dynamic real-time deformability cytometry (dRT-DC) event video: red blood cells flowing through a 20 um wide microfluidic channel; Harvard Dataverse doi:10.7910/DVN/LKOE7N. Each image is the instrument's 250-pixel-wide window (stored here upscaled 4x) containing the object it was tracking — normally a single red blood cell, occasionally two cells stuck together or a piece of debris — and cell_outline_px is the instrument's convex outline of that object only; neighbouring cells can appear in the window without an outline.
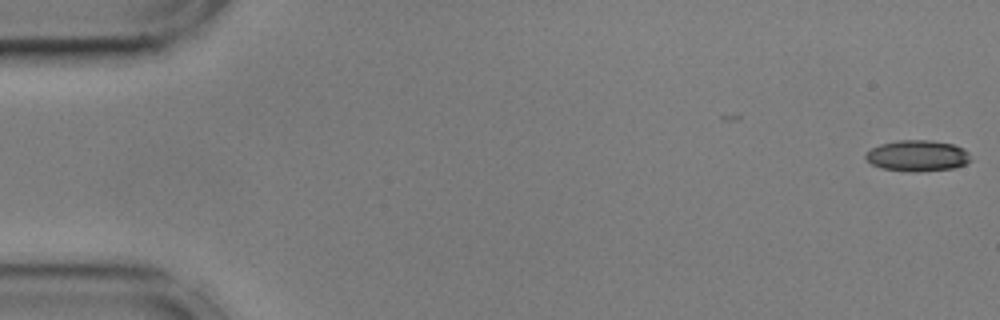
{"species": "common noctule bat (a hibernating species)", "species_latin": "Nyctalus noctula", "temperature_condition": "cold", "stored_images_in_passage": 10, "camera_frame_rate_fps": 3000, "um_per_image_px": 0.085, "animal": {"sex": "male", "body_mass_g": 17.9, "forearm_length_mm": 54.2}, "frame": {"image": 1, "passage_image": 1, "time_ms": 0.0, "image_size_px": [1000, 320], "cell_outline_px": [[972, 160], [964, 164], [952, 168], [916, 172], [880, 168], [872, 164], [864, 156], [872, 148], [880, 144], [896, 140], [932, 140], [952, 144], [964, 148], [968, 152]], "centroid_in_image_um": [77.99, 13.23], "position_along_channel_um": 7.0, "area_um2": 18.96}}